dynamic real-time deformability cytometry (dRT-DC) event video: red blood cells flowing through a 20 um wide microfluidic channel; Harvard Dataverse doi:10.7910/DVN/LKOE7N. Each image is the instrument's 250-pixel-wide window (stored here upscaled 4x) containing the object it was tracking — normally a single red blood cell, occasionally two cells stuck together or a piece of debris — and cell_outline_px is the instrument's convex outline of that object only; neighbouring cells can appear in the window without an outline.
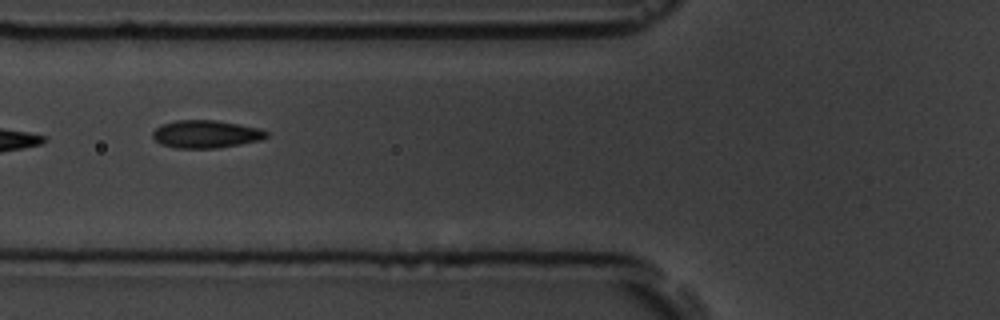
{"species": "common noctule bat (a hibernating species)", "species_latin": "Nyctalus noctula", "temperature_condition": "room temperature", "stored_images_in_passage": 8, "camera_frame_rate_fps": 3000, "um_per_image_px": 0.085, "animal": {"sex": "male", "body_mass_g": 19.5, "forearm_length_mm": 54.6}, "frame": {"image": 1, "passage_image": 8, "time_ms": 8.0, "image_size_px": [1000, 320], "cell_outline_px": [[268, 136], [260, 140], [240, 144], [216, 148], [176, 148], [160, 144], [152, 136], [152, 132], [156, 128], [164, 124], [176, 120], [216, 120], [240, 124], [260, 128], [268, 132]], "centroid_in_image_um": [17.51, 11.4], "position_along_channel_um": 108.3, "area_um2": 18.38}}